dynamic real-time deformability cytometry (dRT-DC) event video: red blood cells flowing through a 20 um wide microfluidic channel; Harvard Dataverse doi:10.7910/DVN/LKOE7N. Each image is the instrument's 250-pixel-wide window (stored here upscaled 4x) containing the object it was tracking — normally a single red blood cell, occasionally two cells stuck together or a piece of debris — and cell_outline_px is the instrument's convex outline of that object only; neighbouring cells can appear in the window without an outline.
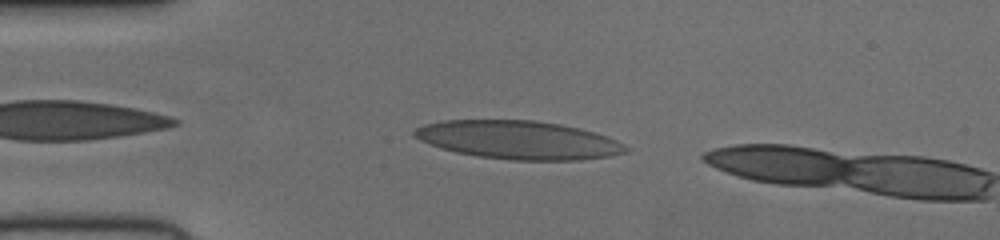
{"species": "human", "species_latin": "Homo sapiens", "temperature_condition": "cold", "stored_images_in_passage": 5, "camera_frame_rate_fps": 3000, "um_per_image_px": 0.085, "donor": {"sex": "female"}, "frame": {"image": 1, "passage_image": 3, "time_ms": 0.667, "image_size_px": [1000, 240], "cell_outline_px": [[632, 148], [628, 152], [612, 156], [580, 160], [512, 160], [480, 156], [456, 152], [440, 148], [420, 140], [412, 136], [412, 132], [416, 128], [424, 124], [444, 120], [532, 120], [560, 124], [580, 128], [616, 140]], "centroid_in_image_um": [44.08, 11.9], "position_along_channel_um": 40.9, "area_um2": 47.28}}